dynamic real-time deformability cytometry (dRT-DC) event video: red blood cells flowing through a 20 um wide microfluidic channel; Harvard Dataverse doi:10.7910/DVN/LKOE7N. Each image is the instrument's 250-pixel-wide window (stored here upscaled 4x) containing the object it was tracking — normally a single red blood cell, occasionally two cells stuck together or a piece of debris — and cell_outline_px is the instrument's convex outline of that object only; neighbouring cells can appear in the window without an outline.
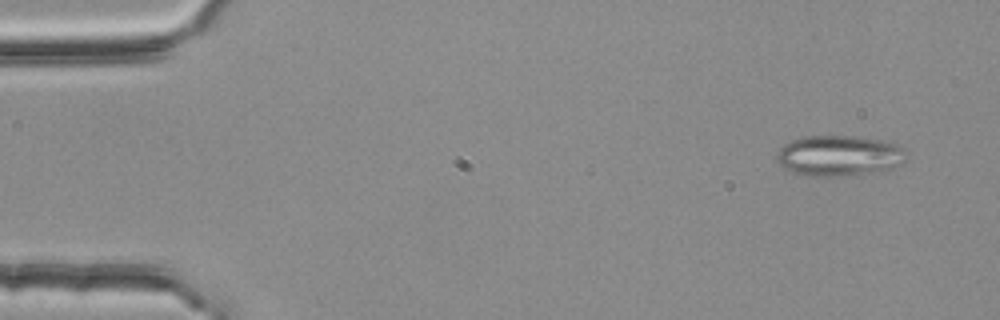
{"species": "common noctule bat (a hibernating species)", "species_latin": "Nyctalus noctula", "temperature_condition": "room temperature", "stored_images_in_passage": 54, "segment_of_instrument_passage": [1, 2], "camera_frame_rate_fps": 3000, "um_per_image_px": 0.085, "animal": {"sex": "female", "body_mass_g": 25.1}, "frame": {"image": 1, "passage_image": 4, "time_ms": 1.0, "image_size_px": [1000, 320], "cell_outline_px": [[904, 160], [900, 164], [892, 168], [872, 172], [844, 176], [804, 176], [792, 172], [784, 168], [776, 160], [776, 152], [784, 144], [792, 140], [804, 136], [852, 136], [880, 140], [896, 144], [904, 148]], "centroid_in_image_um": [71.26, 13.24], "position_along_channel_um": 13.7, "area_um2": 30.63}}